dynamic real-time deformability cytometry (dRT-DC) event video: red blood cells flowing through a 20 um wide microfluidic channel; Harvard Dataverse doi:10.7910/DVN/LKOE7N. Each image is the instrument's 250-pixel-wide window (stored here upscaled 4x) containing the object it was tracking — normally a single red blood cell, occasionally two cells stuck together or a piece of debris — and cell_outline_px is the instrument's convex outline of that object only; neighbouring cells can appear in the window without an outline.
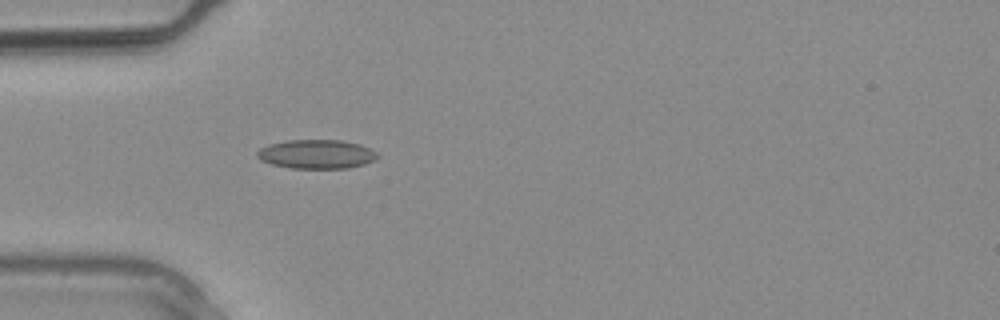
{"species": "common noctule bat (a hibernating species)", "species_latin": "Nyctalus noctula", "temperature_condition": "warm", "stored_images_in_passage": 2, "camera_frame_rate_fps": 3000, "um_per_image_px": 0.085, "animal": {"sex": "male", "body_mass_g": 20.4}, "frame": {"image": 1, "passage_image": 2, "time_ms": 0.333, "image_size_px": [1000, 320], "cell_outline_px": [[380, 156], [364, 164], [348, 168], [292, 168], [272, 164], [260, 160], [256, 156], [256, 152], [260, 148], [268, 144], [288, 140], [340, 140], [360, 144], [376, 152]], "centroid_in_image_um": [26.87, 13.1], "position_along_channel_um": 58.1, "area_um2": 20.29}}